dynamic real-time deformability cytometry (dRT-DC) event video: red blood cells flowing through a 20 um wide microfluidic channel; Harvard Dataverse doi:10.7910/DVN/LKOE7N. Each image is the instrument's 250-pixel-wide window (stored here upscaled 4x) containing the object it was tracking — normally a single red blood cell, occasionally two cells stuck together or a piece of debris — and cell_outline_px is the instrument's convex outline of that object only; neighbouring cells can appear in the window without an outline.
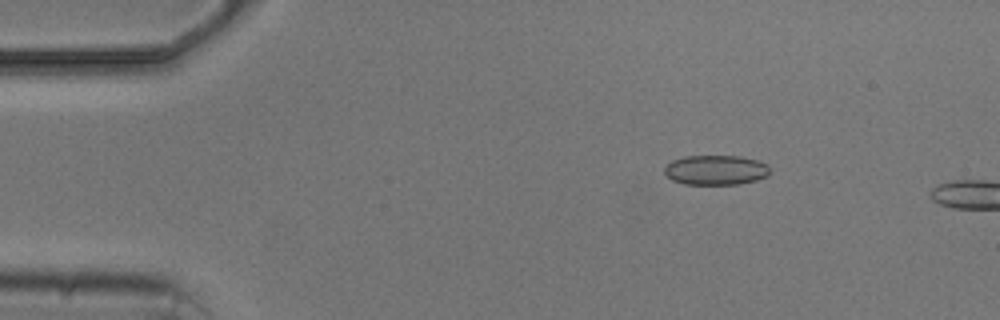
{"species": "common noctule bat (a hibernating species)", "species_latin": "Nyctalus noctula", "temperature_condition": "cold", "stored_images_in_passage": 4, "camera_frame_rate_fps": 3000, "um_per_image_px": 0.085, "animal": {"sex": "male", "body_mass_g": 20.5, "forearm_length_mm": 52.5}, "frame": {"image": 1, "passage_image": 3, "time_ms": 2.333, "image_size_px": [1000, 320], "cell_outline_px": [[768, 176], [756, 180], [740, 184], [684, 184], [672, 180], [664, 172], [664, 168], [672, 160], [684, 156], [740, 156], [756, 160], [768, 164]], "centroid_in_image_um": [60.83, 14.45], "position_along_channel_um": 24.2, "area_um2": 18.26}}